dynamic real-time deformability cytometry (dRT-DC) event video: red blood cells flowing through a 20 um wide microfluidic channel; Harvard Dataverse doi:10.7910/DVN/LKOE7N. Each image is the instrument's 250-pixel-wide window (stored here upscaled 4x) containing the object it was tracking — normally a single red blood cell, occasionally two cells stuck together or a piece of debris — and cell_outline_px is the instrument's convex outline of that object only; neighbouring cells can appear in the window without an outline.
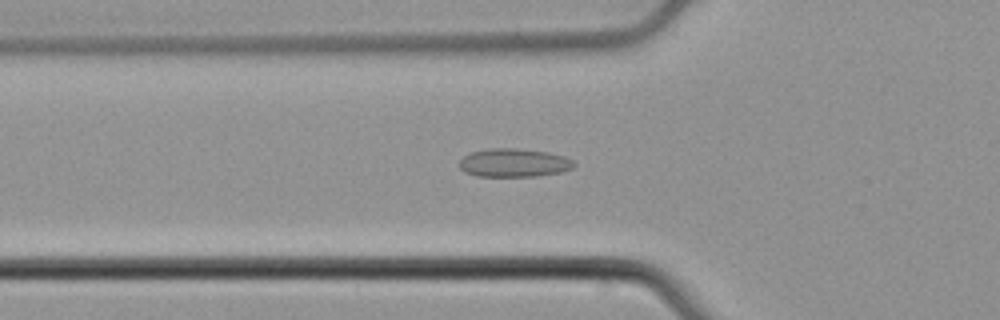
{"species": "common noctule bat (a hibernating species)", "species_latin": "Nyctalus noctula", "temperature_condition": "cold", "stored_images_in_passage": 51, "camera_frame_rate_fps": 3000, "um_per_image_px": 0.085, "animal": {"sex": "male", "body_mass_g": 21.5, "forearm_length_mm": 52.0}, "frame": {"image": 1, "passage_image": 15, "time_ms": 4.667, "image_size_px": [1000, 320], "cell_outline_px": [[576, 164], [572, 168], [560, 172], [536, 176], [476, 176], [464, 172], [460, 168], [460, 160], [464, 156], [472, 152], [488, 148], [516, 148], [548, 152], [564, 156], [572, 160]], "centroid_in_image_um": [43.67, 13.83], "position_along_channel_um": 82.1, "area_um2": 18.96}}
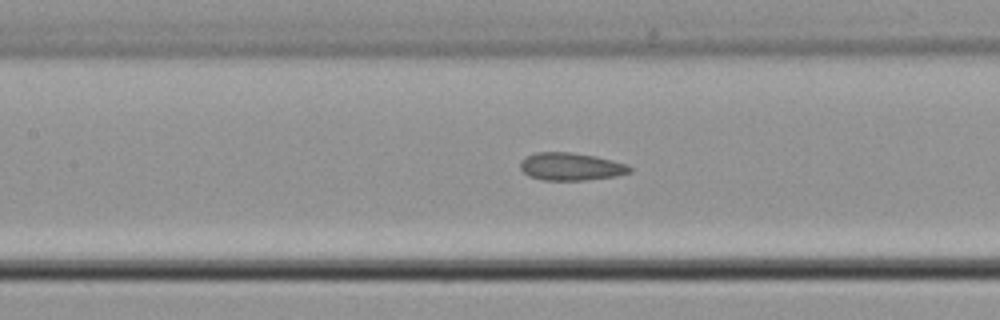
{"frame": {"image": 2, "passage_image": 21, "time_ms": 6.667, "image_size_px": [1000, 320], "cell_outline_px": [[632, 172], [616, 176], [584, 180], [544, 180], [528, 176], [520, 168], [520, 160], [524, 156], [536, 152], [572, 152], [596, 156], [628, 164], [632, 168]], "centroid_in_image_um": [48.52, 14.15], "position_along_channel_um": 158.9, "area_um2": 17.86}}
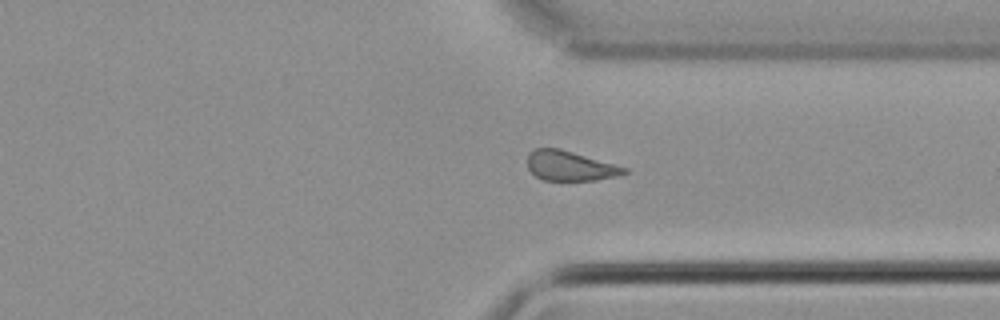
{"frame": {"image": 3, "passage_image": 37, "time_ms": 12.0, "image_size_px": [1000, 320], "cell_outline_px": [[628, 172], [616, 176], [596, 180], [544, 180], [536, 176], [528, 168], [528, 152], [536, 148], [560, 148], [628, 168]], "centroid_in_image_um": [48.44, 14.09], "position_along_channel_um": 363.0, "area_um2": 16.7}, "authors_computed_cell_mechanics": {"area_um2": 17.629, "velocity_mm_per_s": 3.8225, "shape_relaxation_time_tau1_ms": null, "shape_relaxation_time_tau2_ms": 2.9083, "deformation_change_tau1": null, "deformation_change_tau2": 0.0878}}